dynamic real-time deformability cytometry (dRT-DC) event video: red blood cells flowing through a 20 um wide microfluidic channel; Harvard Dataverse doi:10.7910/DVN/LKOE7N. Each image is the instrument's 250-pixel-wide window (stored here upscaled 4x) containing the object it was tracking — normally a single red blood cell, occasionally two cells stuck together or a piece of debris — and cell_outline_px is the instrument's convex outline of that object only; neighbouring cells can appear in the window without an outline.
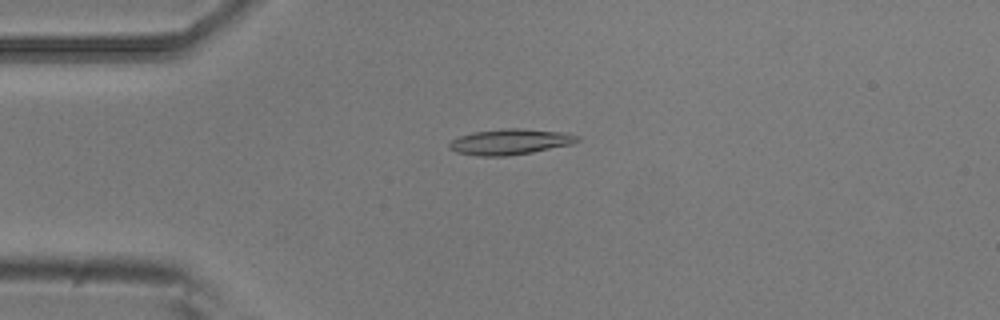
{"species": "common noctule bat (a hibernating species)", "species_latin": "Nyctalus noctula", "temperature_condition": "room temperature", "stored_images_in_passage": 7, "camera_frame_rate_fps": 3000, "um_per_image_px": 0.085, "animal": {"sex": "male", "body_mass_g": 20.5, "forearm_length_mm": 52.5}, "frame": {"image": 1, "passage_image": 2, "time_ms": 0.333, "image_size_px": [1000, 320], "cell_outline_px": [[580, 140], [572, 144], [532, 152], [508, 156], [476, 156], [456, 152], [448, 148], [448, 144], [452, 140], [460, 136], [472, 132], [504, 128], [520, 128], [564, 132], [580, 136]], "centroid_in_image_um": [43.35, 12.05], "position_along_channel_um": 41.6, "area_um2": 19.31}}
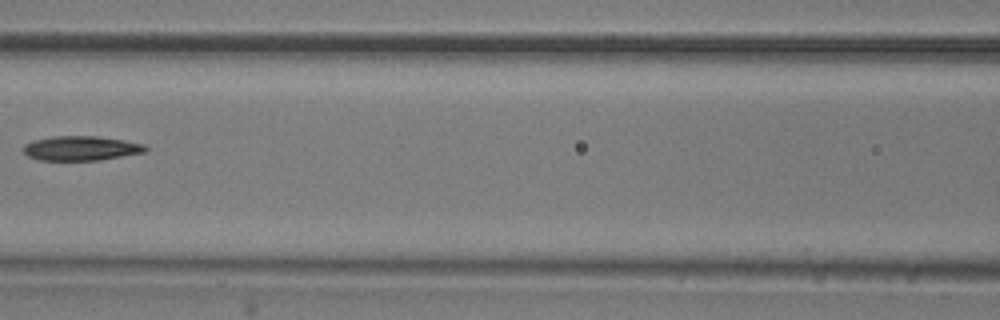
{"frame": {"image": 2, "passage_image": 5, "time_ms": 1.333, "image_size_px": [1000, 320], "cell_outline_px": [[148, 148], [144, 152], [100, 160], [40, 160], [28, 156], [24, 152], [24, 144], [32, 140], [52, 136], [96, 136], [124, 140], [144, 144]], "centroid_in_image_um": [6.87, 12.59], "position_along_channel_um": 159.7, "area_um2": 17.4}}
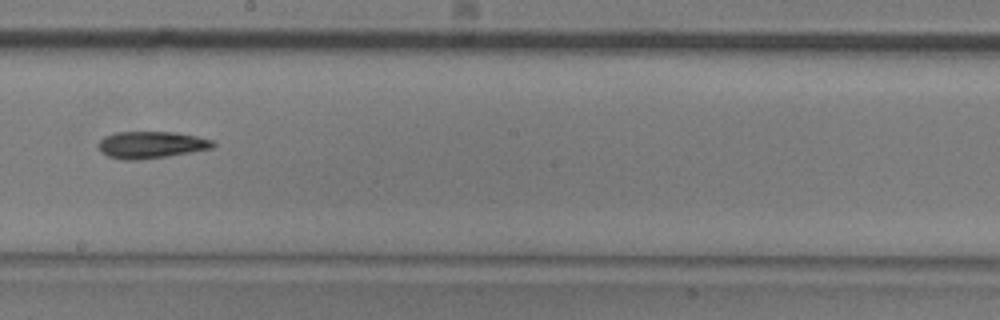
{"frame": {"image": 3, "passage_image": 7, "time_ms": 2.0, "image_size_px": [1000, 320], "cell_outline_px": [[216, 144], [212, 148], [192, 152], [168, 156], [140, 160], [124, 160], [108, 156], [100, 148], [100, 140], [104, 136], [116, 132], [176, 132], [196, 136], [212, 140]], "centroid_in_image_um": [12.88, 12.31], "position_along_channel_um": 235.3, "area_um2": 17.86}}